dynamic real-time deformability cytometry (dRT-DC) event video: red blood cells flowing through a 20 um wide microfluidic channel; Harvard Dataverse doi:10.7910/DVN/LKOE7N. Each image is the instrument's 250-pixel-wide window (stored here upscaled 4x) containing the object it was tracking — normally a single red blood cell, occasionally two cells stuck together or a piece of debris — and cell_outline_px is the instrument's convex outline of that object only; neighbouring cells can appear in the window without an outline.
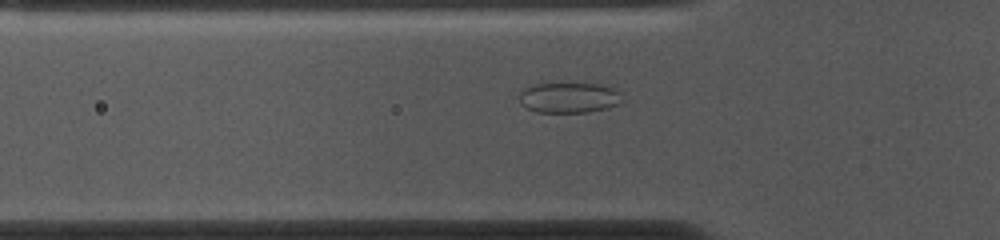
{"species": "common noctule bat (a hibernating species)", "species_latin": "Nyctalus noctula", "temperature_condition": "cold", "stored_images_in_passage": 51, "camera_frame_rate_fps": 3000, "um_per_image_px": 0.085, "animal": {"sex": "female", "body_mass_g": 10.0, "forearm_length_mm": 53.1}, "frame": {"image": 1, "passage_image": 14, "time_ms": 4.333, "image_size_px": [1000, 240], "cell_outline_px": [[624, 100], [608, 108], [588, 112], [536, 112], [520, 104], [520, 92], [524, 88], [532, 84], [612, 84], [620, 92]], "centroid_in_image_um": [48.42, 8.29], "position_along_channel_um": 77.4, "area_um2": 18.5}}
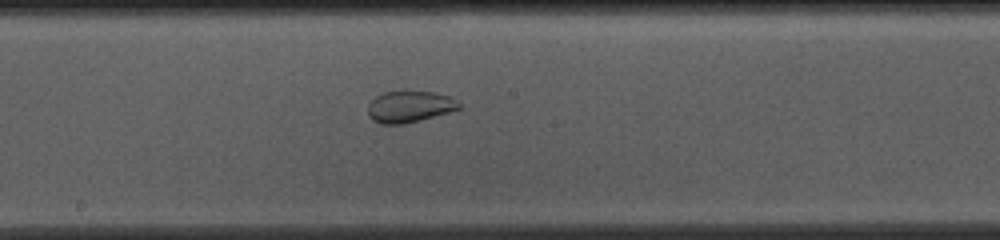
{"frame": {"image": 2, "passage_image": 25, "time_ms": 8.0, "image_size_px": [1000, 240], "cell_outline_px": [[460, 108], [448, 112], [420, 120], [404, 124], [380, 124], [372, 120], [368, 116], [368, 104], [376, 96], [384, 92], [436, 92], [448, 96], [456, 100], [460, 104]], "centroid_in_image_um": [34.78, 9.08], "position_along_channel_um": 213.4, "area_um2": 16.53}}
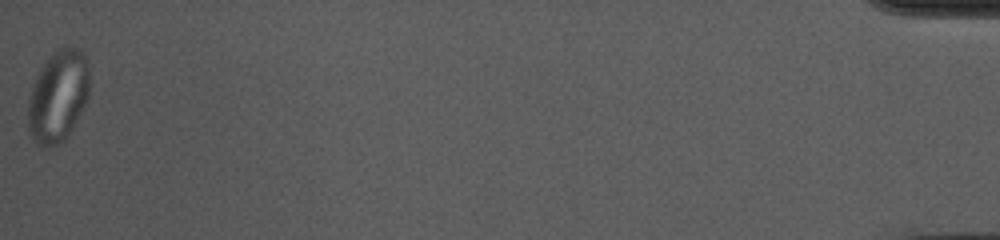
{"frame": {"image": 3, "passage_image": 51, "time_ms": 16.667, "image_size_px": [1000, 240], "cell_outline_px": [[88, 96], [68, 136], [64, 140], [56, 144], [36, 144], [32, 140], [28, 132], [28, 100], [32, 84], [36, 76], [44, 64], [56, 48], [76, 48], [84, 52], [88, 64]], "centroid_in_image_um": [4.91, 8.17], "position_along_channel_um": 430.3, "area_um2": 32.43}}